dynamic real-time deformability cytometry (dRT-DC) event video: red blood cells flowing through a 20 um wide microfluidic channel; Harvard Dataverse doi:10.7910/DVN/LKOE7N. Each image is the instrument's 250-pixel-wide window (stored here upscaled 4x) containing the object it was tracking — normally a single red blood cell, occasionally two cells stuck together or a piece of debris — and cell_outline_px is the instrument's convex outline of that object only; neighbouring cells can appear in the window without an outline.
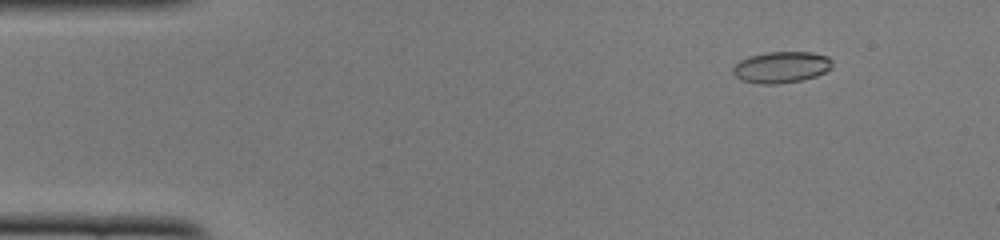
{"species": "common noctule bat (a hibernating species)", "species_latin": "Nyctalus noctula", "temperature_condition": "cold", "stored_images_in_passage": 48, "camera_frame_rate_fps": 3000, "um_per_image_px": 0.085, "animal": {"sex": "female", "body_mass_g": 22.0, "forearm_length_mm": 56.7}, "frame": {"image": 1, "passage_image": 3, "time_ms": 0.667, "image_size_px": [1000, 240], "cell_outline_px": [[832, 68], [816, 76], [800, 80], [776, 84], [760, 84], [740, 80], [732, 72], [732, 68], [740, 60], [748, 56], [768, 52], [812, 52], [828, 56], [832, 60]], "centroid_in_image_um": [66.4, 5.7], "position_along_channel_um": 18.6, "area_um2": 18.21}}
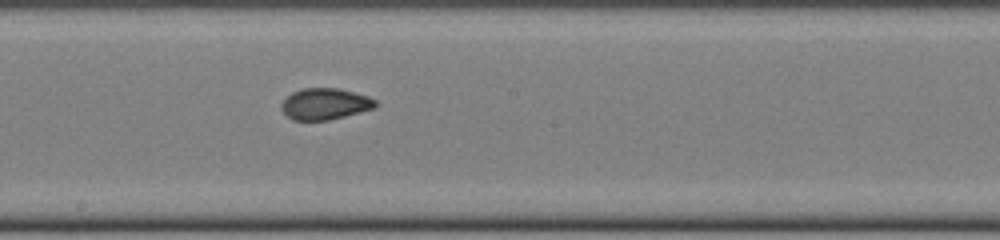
{"frame": {"image": 2, "passage_image": 25, "time_ms": 8.0, "image_size_px": [1000, 240], "cell_outline_px": [[376, 108], [328, 120], [292, 120], [280, 108], [280, 104], [292, 92], [304, 88], [340, 88], [368, 96], [376, 100]], "centroid_in_image_um": [27.63, 8.83], "position_along_channel_um": 220.6, "area_um2": 17.17}}
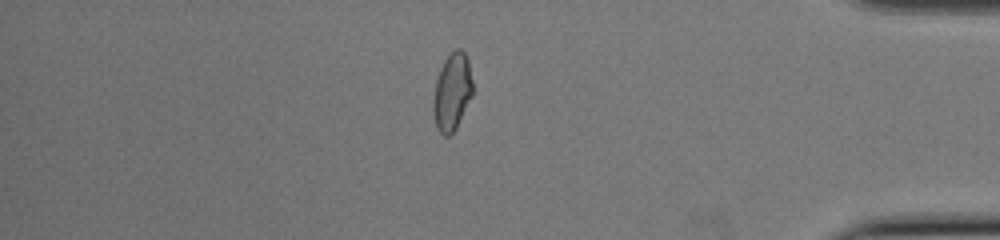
{"frame": {"image": 3, "passage_image": 41, "time_ms": 13.333, "image_size_px": [1000, 240], "cell_outline_px": [[472, 96], [456, 128], [448, 136], [444, 136], [436, 128], [432, 108], [432, 104], [436, 80], [440, 68], [444, 60], [456, 48], [460, 48], [464, 52], [468, 60], [472, 80]], "centroid_in_image_um": [38.42, 7.82], "position_along_channel_um": 396.8, "area_um2": 17.74}, "authors_computed_cell_mechanics": {"area_um2": 17.5134, "velocity_mm_per_s": 3.918, "shape_relaxation_time_tau1_ms": 7.1859, "shape_relaxation_time_tau2_ms": 1.3286, "deformation_change_tau1": 0.1638, "deformation_change_tau2": 0.0494}}